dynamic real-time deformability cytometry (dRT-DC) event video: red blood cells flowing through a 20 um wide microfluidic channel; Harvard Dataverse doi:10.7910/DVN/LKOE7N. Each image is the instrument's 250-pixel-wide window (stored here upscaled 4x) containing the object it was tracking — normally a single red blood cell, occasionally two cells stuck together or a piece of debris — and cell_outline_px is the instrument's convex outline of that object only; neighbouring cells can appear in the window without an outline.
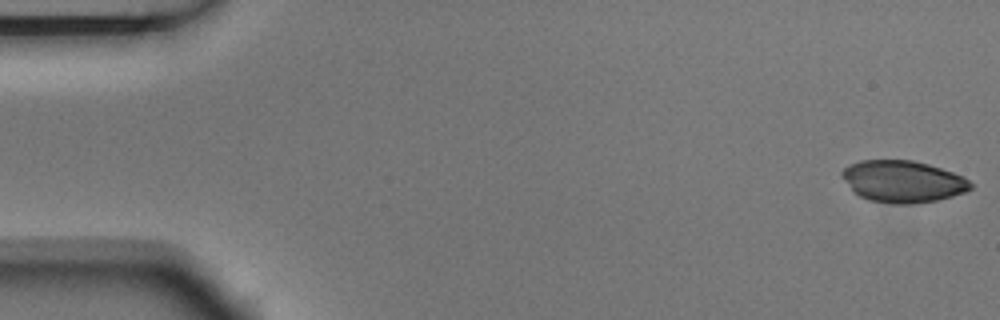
{"species": "Egyptian fruit bat (a non-hibernating species)", "species_latin": "Rousettus aegyptiacus", "temperature_condition": "room temperature", "stored_images_in_passage": 3, "camera_frame_rate_fps": 3000, "um_per_image_px": 0.085, "animal": {"sex": "male"}, "frame": {"image": 1, "passage_image": 1, "time_ms": 0.0, "image_size_px": [1000, 320], "cell_outline_px": [[972, 188], [964, 192], [952, 196], [936, 200], [912, 204], [892, 204], [868, 200], [860, 196], [852, 188], [840, 172], [844, 168], [860, 160], [912, 160], [928, 164], [964, 176], [972, 184]], "centroid_in_image_um": [76.77, 15.42], "position_along_channel_um": 8.2, "area_um2": 31.04}}